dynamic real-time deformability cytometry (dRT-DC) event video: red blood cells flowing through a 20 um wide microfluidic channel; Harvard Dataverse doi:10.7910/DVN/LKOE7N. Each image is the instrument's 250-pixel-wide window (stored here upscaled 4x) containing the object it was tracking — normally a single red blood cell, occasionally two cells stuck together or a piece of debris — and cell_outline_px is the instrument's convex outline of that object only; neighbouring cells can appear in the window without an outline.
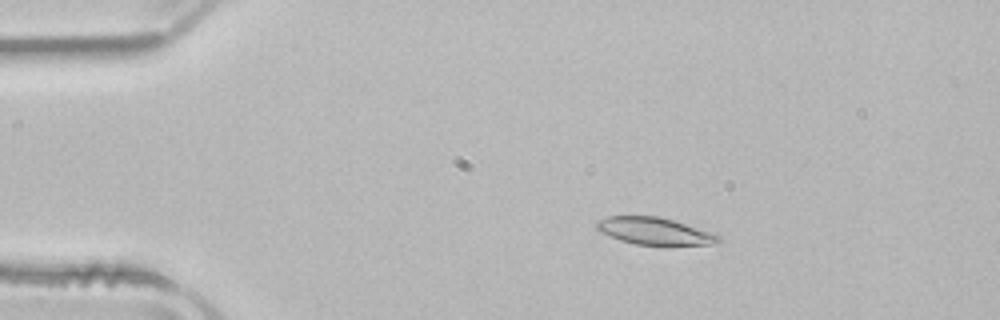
{"species": "common noctule bat (a hibernating species)", "species_latin": "Nyctalus noctula", "temperature_condition": "room temperature", "stored_images_in_passage": 44, "camera_frame_rate_fps": 3000, "um_per_image_px": 0.085, "animal": {"sex": "male", "body_mass_g": 21.5, "forearm_length_mm": 52.0}, "frame": {"image": 1, "passage_image": 2, "time_ms": 0.333, "image_size_px": [1000, 320], "cell_outline_px": [[720, 240], [712, 244], [636, 244], [620, 240], [600, 232], [596, 228], [596, 224], [600, 220], [608, 216], [656, 216], [672, 220], [720, 236]], "centroid_in_image_um": [55.55, 19.63], "position_along_channel_um": 29.5, "area_um2": 18.5}}
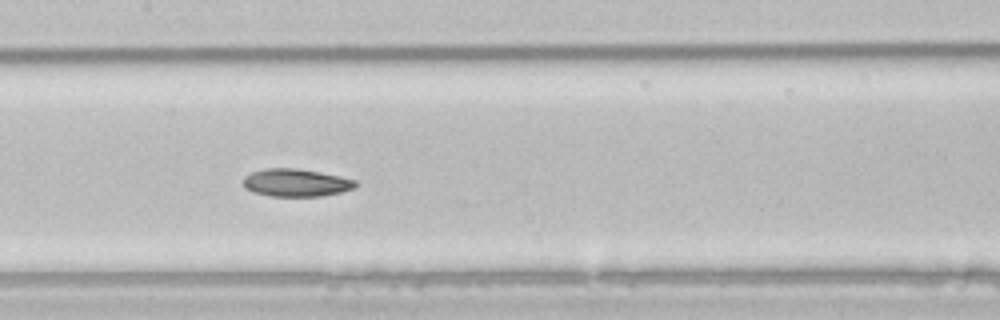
{"frame": {"image": 2, "passage_image": 18, "time_ms": 5.667, "image_size_px": [1000, 320], "cell_outline_px": [[356, 188], [324, 196], [268, 196], [252, 192], [244, 188], [244, 176], [252, 172], [264, 168], [296, 168], [320, 172], [340, 176], [356, 180]], "centroid_in_image_um": [25.15, 15.53], "position_along_channel_um": 182.3, "area_um2": 18.26}}
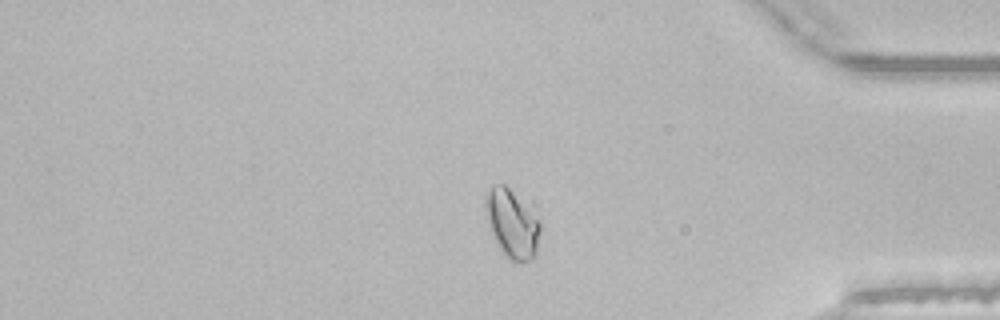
{"frame": {"image": 3, "passage_image": 36, "time_ms": 11.667, "image_size_px": [1000, 320], "cell_outline_px": [[540, 232], [536, 252], [532, 260], [512, 260], [504, 256], [492, 232], [488, 216], [488, 192], [492, 184], [504, 184], [512, 192], [540, 224]], "centroid_in_image_um": [43.55, 19.07], "position_along_channel_um": 391.7, "area_um2": 20.17}, "authors_computed_cell_mechanics": {"area_um2": 19.3919, "velocity_mm_per_s": 3.9141, "shape_relaxation_time_tau1_ms": null, "shape_relaxation_time_tau2_ms": 6.3325, "deformation_change_tau1": null, "deformation_change_tau2": 0.1171}}